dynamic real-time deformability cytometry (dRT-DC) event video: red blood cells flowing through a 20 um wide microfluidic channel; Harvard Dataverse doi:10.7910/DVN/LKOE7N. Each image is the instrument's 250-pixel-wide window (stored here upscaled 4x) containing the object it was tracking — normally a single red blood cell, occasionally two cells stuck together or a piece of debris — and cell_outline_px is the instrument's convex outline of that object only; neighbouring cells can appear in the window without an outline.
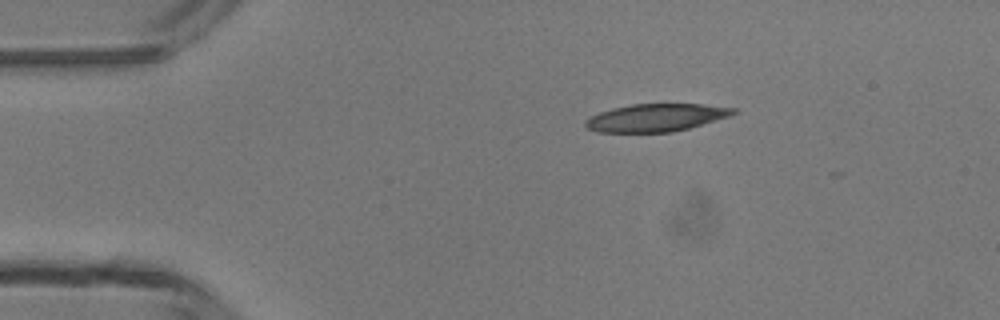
{"species": "common noctule bat (a hibernating species)", "species_latin": "Nyctalus noctula", "temperature_condition": "room temperature", "stored_images_in_passage": 3, "camera_frame_rate_fps": 3000, "um_per_image_px": 0.085, "animal": {"sex": "male", "body_mass_g": 13.3}, "frame": {"image": 1, "passage_image": 1, "time_ms": 0.0, "image_size_px": [1000, 320], "cell_outline_px": [[740, 112], [732, 116], [688, 128], [672, 132], [600, 132], [588, 128], [584, 124], [584, 120], [600, 112], [612, 108], [632, 104], [704, 104], [736, 108]], "centroid_in_image_um": [55.82, 9.99], "position_along_channel_um": 29.2, "area_um2": 23.93}}